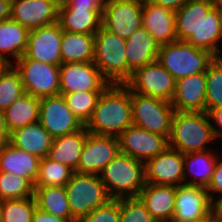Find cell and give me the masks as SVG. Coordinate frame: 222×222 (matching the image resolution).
Wrapping results in <instances>:
<instances>
[{
	"mask_svg": "<svg viewBox=\"0 0 222 222\" xmlns=\"http://www.w3.org/2000/svg\"><path fill=\"white\" fill-rule=\"evenodd\" d=\"M140 0H107L102 11L101 25L122 38H129L142 27Z\"/></svg>",
	"mask_w": 222,
	"mask_h": 222,
	"instance_id": "10",
	"label": "cell"
},
{
	"mask_svg": "<svg viewBox=\"0 0 222 222\" xmlns=\"http://www.w3.org/2000/svg\"><path fill=\"white\" fill-rule=\"evenodd\" d=\"M29 30L11 19L0 23V57L12 64L25 54ZM12 57L14 60L8 58Z\"/></svg>",
	"mask_w": 222,
	"mask_h": 222,
	"instance_id": "31",
	"label": "cell"
},
{
	"mask_svg": "<svg viewBox=\"0 0 222 222\" xmlns=\"http://www.w3.org/2000/svg\"><path fill=\"white\" fill-rule=\"evenodd\" d=\"M37 207L34 196L2 201L3 222H32Z\"/></svg>",
	"mask_w": 222,
	"mask_h": 222,
	"instance_id": "38",
	"label": "cell"
},
{
	"mask_svg": "<svg viewBox=\"0 0 222 222\" xmlns=\"http://www.w3.org/2000/svg\"><path fill=\"white\" fill-rule=\"evenodd\" d=\"M186 42L194 47L209 51L215 57L222 54L221 44H219L222 43V31L218 8L213 7L209 11L206 18L199 25L198 30Z\"/></svg>",
	"mask_w": 222,
	"mask_h": 222,
	"instance_id": "29",
	"label": "cell"
},
{
	"mask_svg": "<svg viewBox=\"0 0 222 222\" xmlns=\"http://www.w3.org/2000/svg\"><path fill=\"white\" fill-rule=\"evenodd\" d=\"M32 222H69V221L61 217L51 215L36 207L33 214Z\"/></svg>",
	"mask_w": 222,
	"mask_h": 222,
	"instance_id": "45",
	"label": "cell"
},
{
	"mask_svg": "<svg viewBox=\"0 0 222 222\" xmlns=\"http://www.w3.org/2000/svg\"><path fill=\"white\" fill-rule=\"evenodd\" d=\"M9 143V133L5 124L4 111L0 109V147Z\"/></svg>",
	"mask_w": 222,
	"mask_h": 222,
	"instance_id": "48",
	"label": "cell"
},
{
	"mask_svg": "<svg viewBox=\"0 0 222 222\" xmlns=\"http://www.w3.org/2000/svg\"><path fill=\"white\" fill-rule=\"evenodd\" d=\"M131 108L133 125L169 139L175 112L171 102L131 91Z\"/></svg>",
	"mask_w": 222,
	"mask_h": 222,
	"instance_id": "7",
	"label": "cell"
},
{
	"mask_svg": "<svg viewBox=\"0 0 222 222\" xmlns=\"http://www.w3.org/2000/svg\"><path fill=\"white\" fill-rule=\"evenodd\" d=\"M40 98L28 93L20 96L11 106L4 110L8 133L16 129L39 122Z\"/></svg>",
	"mask_w": 222,
	"mask_h": 222,
	"instance_id": "30",
	"label": "cell"
},
{
	"mask_svg": "<svg viewBox=\"0 0 222 222\" xmlns=\"http://www.w3.org/2000/svg\"><path fill=\"white\" fill-rule=\"evenodd\" d=\"M216 140L208 113L174 112L168 139L169 147L182 154L213 150L208 146Z\"/></svg>",
	"mask_w": 222,
	"mask_h": 222,
	"instance_id": "2",
	"label": "cell"
},
{
	"mask_svg": "<svg viewBox=\"0 0 222 222\" xmlns=\"http://www.w3.org/2000/svg\"><path fill=\"white\" fill-rule=\"evenodd\" d=\"M215 56L186 41H174L159 46L157 61L176 79L206 72Z\"/></svg>",
	"mask_w": 222,
	"mask_h": 222,
	"instance_id": "5",
	"label": "cell"
},
{
	"mask_svg": "<svg viewBox=\"0 0 222 222\" xmlns=\"http://www.w3.org/2000/svg\"><path fill=\"white\" fill-rule=\"evenodd\" d=\"M111 199L138 197L146 184L145 163L119 152L99 174Z\"/></svg>",
	"mask_w": 222,
	"mask_h": 222,
	"instance_id": "3",
	"label": "cell"
},
{
	"mask_svg": "<svg viewBox=\"0 0 222 222\" xmlns=\"http://www.w3.org/2000/svg\"><path fill=\"white\" fill-rule=\"evenodd\" d=\"M63 30L58 23L29 31L24 56L50 65H61Z\"/></svg>",
	"mask_w": 222,
	"mask_h": 222,
	"instance_id": "16",
	"label": "cell"
},
{
	"mask_svg": "<svg viewBox=\"0 0 222 222\" xmlns=\"http://www.w3.org/2000/svg\"><path fill=\"white\" fill-rule=\"evenodd\" d=\"M53 138L40 122L28 124L9 134V143L18 149L34 154L39 158L47 157Z\"/></svg>",
	"mask_w": 222,
	"mask_h": 222,
	"instance_id": "26",
	"label": "cell"
},
{
	"mask_svg": "<svg viewBox=\"0 0 222 222\" xmlns=\"http://www.w3.org/2000/svg\"><path fill=\"white\" fill-rule=\"evenodd\" d=\"M12 0H0V23L11 18Z\"/></svg>",
	"mask_w": 222,
	"mask_h": 222,
	"instance_id": "47",
	"label": "cell"
},
{
	"mask_svg": "<svg viewBox=\"0 0 222 222\" xmlns=\"http://www.w3.org/2000/svg\"><path fill=\"white\" fill-rule=\"evenodd\" d=\"M34 196V186L17 173L0 171V200L23 199Z\"/></svg>",
	"mask_w": 222,
	"mask_h": 222,
	"instance_id": "35",
	"label": "cell"
},
{
	"mask_svg": "<svg viewBox=\"0 0 222 222\" xmlns=\"http://www.w3.org/2000/svg\"><path fill=\"white\" fill-rule=\"evenodd\" d=\"M119 222H157L139 197L120 199Z\"/></svg>",
	"mask_w": 222,
	"mask_h": 222,
	"instance_id": "40",
	"label": "cell"
},
{
	"mask_svg": "<svg viewBox=\"0 0 222 222\" xmlns=\"http://www.w3.org/2000/svg\"><path fill=\"white\" fill-rule=\"evenodd\" d=\"M12 65L13 64L9 60L0 57V78Z\"/></svg>",
	"mask_w": 222,
	"mask_h": 222,
	"instance_id": "50",
	"label": "cell"
},
{
	"mask_svg": "<svg viewBox=\"0 0 222 222\" xmlns=\"http://www.w3.org/2000/svg\"><path fill=\"white\" fill-rule=\"evenodd\" d=\"M93 63L110 84L127 82L126 39L102 25L94 34Z\"/></svg>",
	"mask_w": 222,
	"mask_h": 222,
	"instance_id": "4",
	"label": "cell"
},
{
	"mask_svg": "<svg viewBox=\"0 0 222 222\" xmlns=\"http://www.w3.org/2000/svg\"><path fill=\"white\" fill-rule=\"evenodd\" d=\"M37 208L69 222H77L71 214L65 186L34 187Z\"/></svg>",
	"mask_w": 222,
	"mask_h": 222,
	"instance_id": "33",
	"label": "cell"
},
{
	"mask_svg": "<svg viewBox=\"0 0 222 222\" xmlns=\"http://www.w3.org/2000/svg\"><path fill=\"white\" fill-rule=\"evenodd\" d=\"M142 26L158 45L177 41L175 12L149 0L142 2Z\"/></svg>",
	"mask_w": 222,
	"mask_h": 222,
	"instance_id": "20",
	"label": "cell"
},
{
	"mask_svg": "<svg viewBox=\"0 0 222 222\" xmlns=\"http://www.w3.org/2000/svg\"><path fill=\"white\" fill-rule=\"evenodd\" d=\"M39 122L53 139L74 133L84 126L61 94L40 99Z\"/></svg>",
	"mask_w": 222,
	"mask_h": 222,
	"instance_id": "11",
	"label": "cell"
},
{
	"mask_svg": "<svg viewBox=\"0 0 222 222\" xmlns=\"http://www.w3.org/2000/svg\"><path fill=\"white\" fill-rule=\"evenodd\" d=\"M211 222H222V217H218L212 212L211 213Z\"/></svg>",
	"mask_w": 222,
	"mask_h": 222,
	"instance_id": "51",
	"label": "cell"
},
{
	"mask_svg": "<svg viewBox=\"0 0 222 222\" xmlns=\"http://www.w3.org/2000/svg\"><path fill=\"white\" fill-rule=\"evenodd\" d=\"M212 212L216 216L222 217V194L212 202Z\"/></svg>",
	"mask_w": 222,
	"mask_h": 222,
	"instance_id": "49",
	"label": "cell"
},
{
	"mask_svg": "<svg viewBox=\"0 0 222 222\" xmlns=\"http://www.w3.org/2000/svg\"><path fill=\"white\" fill-rule=\"evenodd\" d=\"M107 0H65L59 7H100L102 10Z\"/></svg>",
	"mask_w": 222,
	"mask_h": 222,
	"instance_id": "43",
	"label": "cell"
},
{
	"mask_svg": "<svg viewBox=\"0 0 222 222\" xmlns=\"http://www.w3.org/2000/svg\"><path fill=\"white\" fill-rule=\"evenodd\" d=\"M40 159L34 154L13 147L10 143L0 147V171L17 173L33 186L39 174Z\"/></svg>",
	"mask_w": 222,
	"mask_h": 222,
	"instance_id": "24",
	"label": "cell"
},
{
	"mask_svg": "<svg viewBox=\"0 0 222 222\" xmlns=\"http://www.w3.org/2000/svg\"><path fill=\"white\" fill-rule=\"evenodd\" d=\"M125 85L134 93L171 102L176 79L158 62L136 69Z\"/></svg>",
	"mask_w": 222,
	"mask_h": 222,
	"instance_id": "9",
	"label": "cell"
},
{
	"mask_svg": "<svg viewBox=\"0 0 222 222\" xmlns=\"http://www.w3.org/2000/svg\"><path fill=\"white\" fill-rule=\"evenodd\" d=\"M213 1H214V7L222 9V0H213Z\"/></svg>",
	"mask_w": 222,
	"mask_h": 222,
	"instance_id": "52",
	"label": "cell"
},
{
	"mask_svg": "<svg viewBox=\"0 0 222 222\" xmlns=\"http://www.w3.org/2000/svg\"><path fill=\"white\" fill-rule=\"evenodd\" d=\"M159 45L142 26L126 39L127 81L132 73L146 64L157 61Z\"/></svg>",
	"mask_w": 222,
	"mask_h": 222,
	"instance_id": "21",
	"label": "cell"
},
{
	"mask_svg": "<svg viewBox=\"0 0 222 222\" xmlns=\"http://www.w3.org/2000/svg\"><path fill=\"white\" fill-rule=\"evenodd\" d=\"M120 152L146 163L168 147V139L139 126L130 125L119 136Z\"/></svg>",
	"mask_w": 222,
	"mask_h": 222,
	"instance_id": "13",
	"label": "cell"
},
{
	"mask_svg": "<svg viewBox=\"0 0 222 222\" xmlns=\"http://www.w3.org/2000/svg\"><path fill=\"white\" fill-rule=\"evenodd\" d=\"M209 116L211 119L213 132H214L216 139L218 141V139L222 135V107L212 110L209 113Z\"/></svg>",
	"mask_w": 222,
	"mask_h": 222,
	"instance_id": "44",
	"label": "cell"
},
{
	"mask_svg": "<svg viewBox=\"0 0 222 222\" xmlns=\"http://www.w3.org/2000/svg\"><path fill=\"white\" fill-rule=\"evenodd\" d=\"M145 180L155 185L184 184V154L168 146L145 163Z\"/></svg>",
	"mask_w": 222,
	"mask_h": 222,
	"instance_id": "15",
	"label": "cell"
},
{
	"mask_svg": "<svg viewBox=\"0 0 222 222\" xmlns=\"http://www.w3.org/2000/svg\"><path fill=\"white\" fill-rule=\"evenodd\" d=\"M100 7H59L57 23L63 31L94 35L101 27Z\"/></svg>",
	"mask_w": 222,
	"mask_h": 222,
	"instance_id": "23",
	"label": "cell"
},
{
	"mask_svg": "<svg viewBox=\"0 0 222 222\" xmlns=\"http://www.w3.org/2000/svg\"><path fill=\"white\" fill-rule=\"evenodd\" d=\"M65 190L72 217L76 221L111 200L97 174L73 172Z\"/></svg>",
	"mask_w": 222,
	"mask_h": 222,
	"instance_id": "6",
	"label": "cell"
},
{
	"mask_svg": "<svg viewBox=\"0 0 222 222\" xmlns=\"http://www.w3.org/2000/svg\"><path fill=\"white\" fill-rule=\"evenodd\" d=\"M206 190L212 202L222 194V156L218 155L212 179Z\"/></svg>",
	"mask_w": 222,
	"mask_h": 222,
	"instance_id": "42",
	"label": "cell"
},
{
	"mask_svg": "<svg viewBox=\"0 0 222 222\" xmlns=\"http://www.w3.org/2000/svg\"><path fill=\"white\" fill-rule=\"evenodd\" d=\"M213 7V0H188L184 3L175 12L177 39L186 41L198 30L202 20Z\"/></svg>",
	"mask_w": 222,
	"mask_h": 222,
	"instance_id": "28",
	"label": "cell"
},
{
	"mask_svg": "<svg viewBox=\"0 0 222 222\" xmlns=\"http://www.w3.org/2000/svg\"><path fill=\"white\" fill-rule=\"evenodd\" d=\"M120 199H111L107 204L97 207L77 222H119Z\"/></svg>",
	"mask_w": 222,
	"mask_h": 222,
	"instance_id": "41",
	"label": "cell"
},
{
	"mask_svg": "<svg viewBox=\"0 0 222 222\" xmlns=\"http://www.w3.org/2000/svg\"><path fill=\"white\" fill-rule=\"evenodd\" d=\"M94 35L63 31L61 64L93 62Z\"/></svg>",
	"mask_w": 222,
	"mask_h": 222,
	"instance_id": "32",
	"label": "cell"
},
{
	"mask_svg": "<svg viewBox=\"0 0 222 222\" xmlns=\"http://www.w3.org/2000/svg\"><path fill=\"white\" fill-rule=\"evenodd\" d=\"M212 213V201L206 188L182 184L176 187L175 212L172 222H190Z\"/></svg>",
	"mask_w": 222,
	"mask_h": 222,
	"instance_id": "18",
	"label": "cell"
},
{
	"mask_svg": "<svg viewBox=\"0 0 222 222\" xmlns=\"http://www.w3.org/2000/svg\"><path fill=\"white\" fill-rule=\"evenodd\" d=\"M190 222H211V214L208 215L206 218L196 221H190Z\"/></svg>",
	"mask_w": 222,
	"mask_h": 222,
	"instance_id": "53",
	"label": "cell"
},
{
	"mask_svg": "<svg viewBox=\"0 0 222 222\" xmlns=\"http://www.w3.org/2000/svg\"><path fill=\"white\" fill-rule=\"evenodd\" d=\"M206 87V113L222 107V60L219 57L208 65L205 72Z\"/></svg>",
	"mask_w": 222,
	"mask_h": 222,
	"instance_id": "36",
	"label": "cell"
},
{
	"mask_svg": "<svg viewBox=\"0 0 222 222\" xmlns=\"http://www.w3.org/2000/svg\"><path fill=\"white\" fill-rule=\"evenodd\" d=\"M215 150L217 151L214 149L184 154V184L208 187L220 155Z\"/></svg>",
	"mask_w": 222,
	"mask_h": 222,
	"instance_id": "25",
	"label": "cell"
},
{
	"mask_svg": "<svg viewBox=\"0 0 222 222\" xmlns=\"http://www.w3.org/2000/svg\"><path fill=\"white\" fill-rule=\"evenodd\" d=\"M59 3L64 2L65 0H57Z\"/></svg>",
	"mask_w": 222,
	"mask_h": 222,
	"instance_id": "56",
	"label": "cell"
},
{
	"mask_svg": "<svg viewBox=\"0 0 222 222\" xmlns=\"http://www.w3.org/2000/svg\"><path fill=\"white\" fill-rule=\"evenodd\" d=\"M0 222H3L2 218V201L0 200Z\"/></svg>",
	"mask_w": 222,
	"mask_h": 222,
	"instance_id": "54",
	"label": "cell"
},
{
	"mask_svg": "<svg viewBox=\"0 0 222 222\" xmlns=\"http://www.w3.org/2000/svg\"><path fill=\"white\" fill-rule=\"evenodd\" d=\"M138 197L157 222H172L175 212V186L146 182Z\"/></svg>",
	"mask_w": 222,
	"mask_h": 222,
	"instance_id": "22",
	"label": "cell"
},
{
	"mask_svg": "<svg viewBox=\"0 0 222 222\" xmlns=\"http://www.w3.org/2000/svg\"><path fill=\"white\" fill-rule=\"evenodd\" d=\"M149 1L176 12L188 0H149Z\"/></svg>",
	"mask_w": 222,
	"mask_h": 222,
	"instance_id": "46",
	"label": "cell"
},
{
	"mask_svg": "<svg viewBox=\"0 0 222 222\" xmlns=\"http://www.w3.org/2000/svg\"><path fill=\"white\" fill-rule=\"evenodd\" d=\"M219 15H220V24H221V31H222V9H219Z\"/></svg>",
	"mask_w": 222,
	"mask_h": 222,
	"instance_id": "55",
	"label": "cell"
},
{
	"mask_svg": "<svg viewBox=\"0 0 222 222\" xmlns=\"http://www.w3.org/2000/svg\"><path fill=\"white\" fill-rule=\"evenodd\" d=\"M102 92H73L63 95L67 106L76 118L85 125L91 118L93 110Z\"/></svg>",
	"mask_w": 222,
	"mask_h": 222,
	"instance_id": "37",
	"label": "cell"
},
{
	"mask_svg": "<svg viewBox=\"0 0 222 222\" xmlns=\"http://www.w3.org/2000/svg\"><path fill=\"white\" fill-rule=\"evenodd\" d=\"M120 152L118 137L88 132L75 172L99 175Z\"/></svg>",
	"mask_w": 222,
	"mask_h": 222,
	"instance_id": "14",
	"label": "cell"
},
{
	"mask_svg": "<svg viewBox=\"0 0 222 222\" xmlns=\"http://www.w3.org/2000/svg\"><path fill=\"white\" fill-rule=\"evenodd\" d=\"M132 124L131 90L125 84H109L84 126L93 134L118 137Z\"/></svg>",
	"mask_w": 222,
	"mask_h": 222,
	"instance_id": "1",
	"label": "cell"
},
{
	"mask_svg": "<svg viewBox=\"0 0 222 222\" xmlns=\"http://www.w3.org/2000/svg\"><path fill=\"white\" fill-rule=\"evenodd\" d=\"M24 93L21 76L12 65L0 78V109L4 111Z\"/></svg>",
	"mask_w": 222,
	"mask_h": 222,
	"instance_id": "39",
	"label": "cell"
},
{
	"mask_svg": "<svg viewBox=\"0 0 222 222\" xmlns=\"http://www.w3.org/2000/svg\"><path fill=\"white\" fill-rule=\"evenodd\" d=\"M109 84L93 62L60 65V94L102 92Z\"/></svg>",
	"mask_w": 222,
	"mask_h": 222,
	"instance_id": "12",
	"label": "cell"
},
{
	"mask_svg": "<svg viewBox=\"0 0 222 222\" xmlns=\"http://www.w3.org/2000/svg\"><path fill=\"white\" fill-rule=\"evenodd\" d=\"M205 72L176 80V89L171 101L175 111L206 112Z\"/></svg>",
	"mask_w": 222,
	"mask_h": 222,
	"instance_id": "19",
	"label": "cell"
},
{
	"mask_svg": "<svg viewBox=\"0 0 222 222\" xmlns=\"http://www.w3.org/2000/svg\"><path fill=\"white\" fill-rule=\"evenodd\" d=\"M87 135L88 131L83 126L74 133L54 138L47 158L67 165L75 172L78 169Z\"/></svg>",
	"mask_w": 222,
	"mask_h": 222,
	"instance_id": "27",
	"label": "cell"
},
{
	"mask_svg": "<svg viewBox=\"0 0 222 222\" xmlns=\"http://www.w3.org/2000/svg\"><path fill=\"white\" fill-rule=\"evenodd\" d=\"M57 0H12L11 20L29 31L57 23Z\"/></svg>",
	"mask_w": 222,
	"mask_h": 222,
	"instance_id": "17",
	"label": "cell"
},
{
	"mask_svg": "<svg viewBox=\"0 0 222 222\" xmlns=\"http://www.w3.org/2000/svg\"><path fill=\"white\" fill-rule=\"evenodd\" d=\"M19 72L24 92L37 98L60 94V66L20 57L14 64Z\"/></svg>",
	"mask_w": 222,
	"mask_h": 222,
	"instance_id": "8",
	"label": "cell"
},
{
	"mask_svg": "<svg viewBox=\"0 0 222 222\" xmlns=\"http://www.w3.org/2000/svg\"><path fill=\"white\" fill-rule=\"evenodd\" d=\"M73 172L67 165L44 157L40 159L39 174L34 187L65 186Z\"/></svg>",
	"mask_w": 222,
	"mask_h": 222,
	"instance_id": "34",
	"label": "cell"
}]
</instances>
